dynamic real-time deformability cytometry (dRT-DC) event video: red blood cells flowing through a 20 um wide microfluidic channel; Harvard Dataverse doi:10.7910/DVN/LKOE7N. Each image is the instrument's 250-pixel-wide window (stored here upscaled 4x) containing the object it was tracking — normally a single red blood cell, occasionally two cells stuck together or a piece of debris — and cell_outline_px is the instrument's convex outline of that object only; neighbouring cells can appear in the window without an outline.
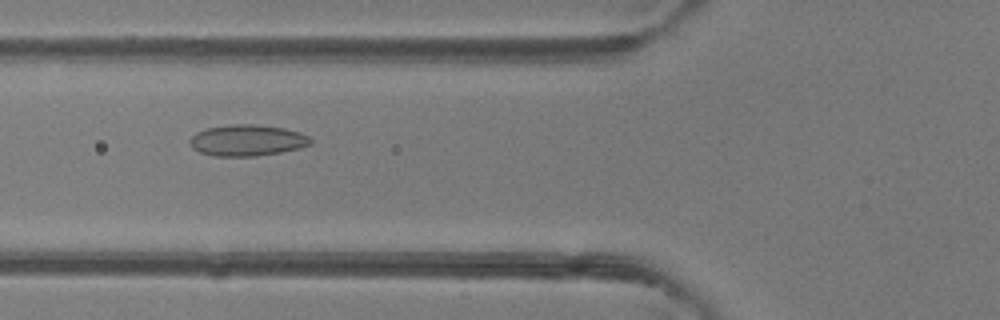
{"species": "common noctule bat (a hibernating species)", "species_latin": "Nyctalus noctula", "temperature_condition": "room temperature", "stored_images_in_passage": 49, "camera_frame_rate_fps": 3000, "um_per_image_px": 0.085, "animal": {"sex": "female"}, "frame": {"image": 1, "passage_image": 19, "time_ms": 6.0, "image_size_px": [1000, 320], "cell_outline_px": [[312, 144], [300, 148], [280, 152], [256, 156], [216, 156], [200, 152], [192, 148], [188, 144], [188, 140], [196, 132], [204, 128], [232, 124], [252, 124], [284, 128], [300, 132], [308, 136], [312, 140]], "centroid_in_image_um": [20.99, 11.92], "position_along_channel_um": 104.8, "area_um2": 22.14}}
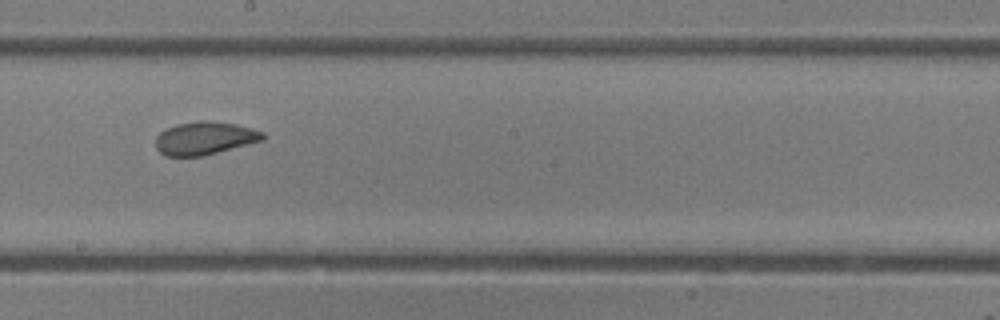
{"frame": {"image": 2, "passage_image": 28, "time_ms": 9.0, "image_size_px": [1000, 320], "cell_outline_px": [[264, 140], [204, 156], [164, 156], [156, 148], [156, 136], [160, 132], [176, 124], [200, 120], [236, 124], [252, 128], [264, 132]], "centroid_in_image_um": [17.4, 11.75], "position_along_channel_um": 230.8, "area_um2": 20.63}}
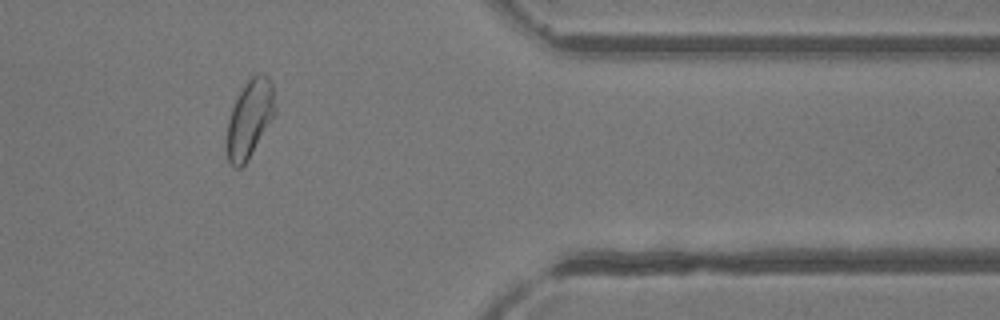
{"frame": {"image": 3, "passage_image": 41, "time_ms": 13.333, "image_size_px": [1000, 320], "cell_outline_px": [[276, 112], [244, 164], [240, 168], [232, 168], [228, 160], [224, 140], [228, 120], [232, 108], [240, 92], [248, 80], [256, 72], [260, 72], [268, 76], [272, 84], [276, 108]], "centroid_in_image_um": [21.19, 10.09], "position_along_channel_um": 390.2, "area_um2": 21.85}, "authors_computed_cell_mechanics": {"area_um2": 22.7154, "velocity_mm_per_s": 4.2026, "shape_relaxation_time_tau1_ms": 10.956, "shape_relaxation_time_tau2_ms": 1.3157, "deformation_change_tau1": 0.1587, "deformation_change_tau2": 0.0749}}